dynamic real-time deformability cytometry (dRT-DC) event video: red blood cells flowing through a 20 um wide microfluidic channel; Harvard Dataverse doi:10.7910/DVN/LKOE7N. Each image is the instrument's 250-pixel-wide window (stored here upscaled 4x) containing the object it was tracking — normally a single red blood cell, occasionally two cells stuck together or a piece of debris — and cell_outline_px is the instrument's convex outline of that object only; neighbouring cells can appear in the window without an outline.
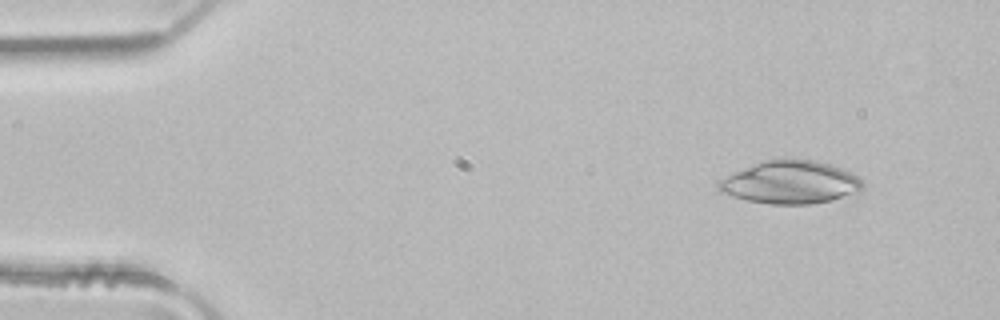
{"species": "common noctule bat (a hibernating species)", "species_latin": "Nyctalus noctula", "temperature_condition": "room temperature", "stored_images_in_passage": 3, "camera_frame_rate_fps": 3000, "um_per_image_px": 0.085, "animal": {"sex": "male", "body_mass_g": 21.5, "forearm_length_mm": 52.0}, "frame": {"image": 1, "passage_image": 1, "time_ms": 0.0, "image_size_px": [1000, 320], "cell_outline_px": [[864, 188], [860, 192], [832, 200], [808, 204], [772, 204], [748, 200], [732, 196], [720, 192], [716, 188], [716, 180], [724, 176], [752, 164], [764, 160], [812, 160], [828, 164], [840, 168], [864, 180]], "centroid_in_image_um": [67.15, 15.51], "position_along_channel_um": 17.8, "area_um2": 35.95}}